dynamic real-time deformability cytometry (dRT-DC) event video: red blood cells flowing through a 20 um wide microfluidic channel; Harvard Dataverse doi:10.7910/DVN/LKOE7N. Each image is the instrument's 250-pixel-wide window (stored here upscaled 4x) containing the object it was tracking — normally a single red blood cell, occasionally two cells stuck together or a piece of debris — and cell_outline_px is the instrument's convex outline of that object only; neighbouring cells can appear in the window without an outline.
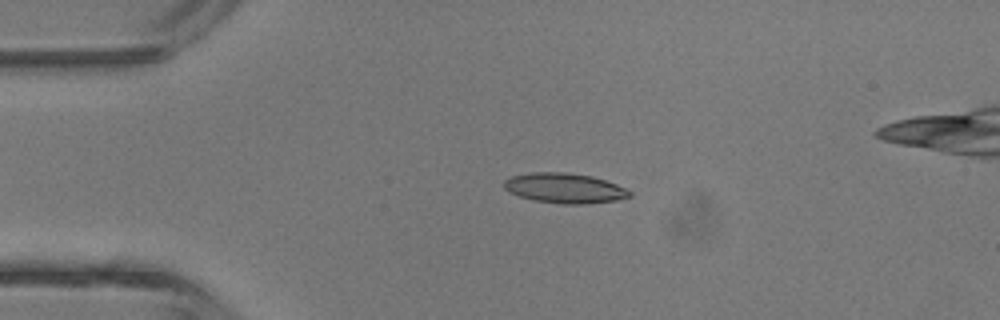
{"species": "common noctule bat (a hibernating species)", "species_latin": "Nyctalus noctula", "temperature_condition": "room temperature", "stored_images_in_passage": 2, "camera_frame_rate_fps": 3000, "um_per_image_px": 0.085, "animal": {"sex": "male", "body_mass_g": 13.3}, "frame": {"image": 1, "passage_image": 1, "time_ms": 0.0, "image_size_px": [1000, 320], "cell_outline_px": [[632, 196], [616, 200], [588, 204], [560, 204], [532, 200], [508, 192], [504, 188], [504, 180], [512, 176], [532, 172], [564, 172], [592, 176], [628, 188], [632, 192]], "centroid_in_image_um": [48.01, 16.0], "position_along_channel_um": 37.0, "area_um2": 22.14}}